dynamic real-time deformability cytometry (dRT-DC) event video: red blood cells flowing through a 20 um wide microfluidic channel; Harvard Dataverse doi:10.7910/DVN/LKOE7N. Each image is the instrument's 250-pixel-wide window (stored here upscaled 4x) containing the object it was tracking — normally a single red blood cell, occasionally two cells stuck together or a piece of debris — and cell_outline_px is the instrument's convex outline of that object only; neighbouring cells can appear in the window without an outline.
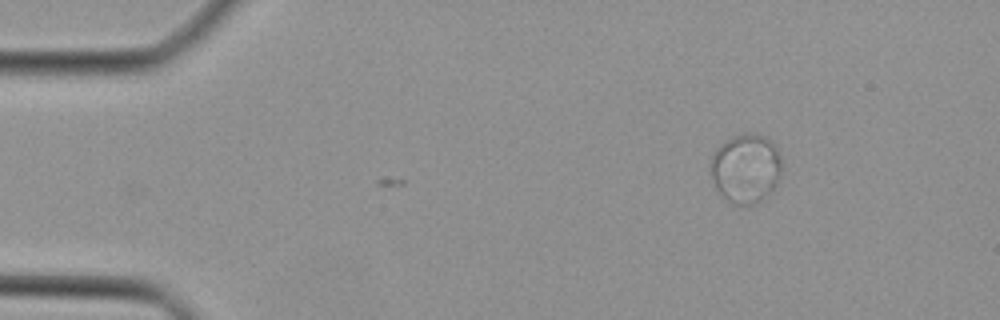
{"species": "Egyptian fruit bat (a non-hibernating species)", "species_latin": "Rousettus aegyptiacus", "temperature_condition": "cold", "stored_images_in_passage": 3, "camera_frame_rate_fps": 3000, "um_per_image_px": 0.085, "animal": {"sex": "female"}, "frame": {"image": 1, "passage_image": 1, "time_ms": 0.0, "image_size_px": [1000, 320], "cell_outline_px": [[780, 172], [776, 184], [756, 204], [732, 204], [716, 188], [712, 176], [712, 156], [716, 148], [724, 140], [732, 136], [744, 132], [756, 132], [764, 136], [776, 148], [780, 160]], "centroid_in_image_um": [63.37, 14.27], "position_along_channel_um": 21.6, "area_um2": 28.21}}